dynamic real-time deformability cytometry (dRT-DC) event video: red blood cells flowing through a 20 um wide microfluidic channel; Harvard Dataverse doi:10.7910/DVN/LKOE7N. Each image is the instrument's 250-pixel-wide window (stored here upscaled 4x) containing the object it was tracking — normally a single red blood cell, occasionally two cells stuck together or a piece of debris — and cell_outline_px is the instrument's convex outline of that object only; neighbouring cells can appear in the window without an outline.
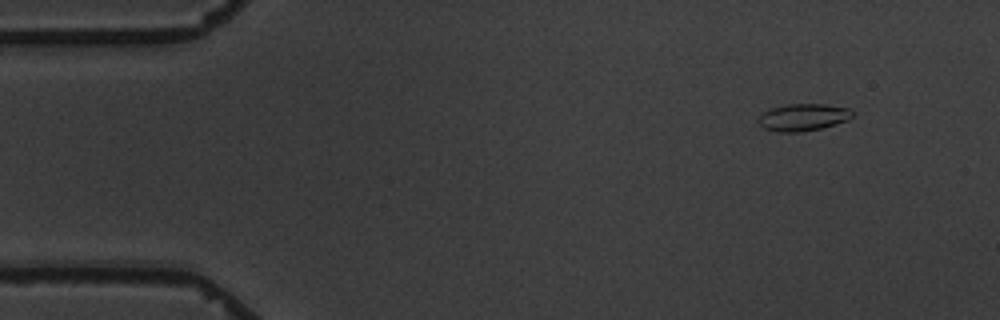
{"species": "common noctule bat (a hibernating species)", "species_latin": "Nyctalus noctula", "temperature_condition": "warm", "stored_images_in_passage": 6, "camera_frame_rate_fps": 3000, "um_per_image_px": 0.085, "animal": {"sex": "male", "body_mass_g": 19.5, "forearm_length_mm": 54.6}, "frame": {"image": 1, "passage_image": 6, "time_ms": 7.333, "image_size_px": [1000, 320], "cell_outline_px": [[852, 116], [848, 120], [836, 124], [820, 128], [800, 132], [780, 132], [764, 128], [756, 120], [768, 108], [788, 104], [824, 104], [848, 108], [852, 112]], "centroid_in_image_um": [68.24, 9.96], "position_along_channel_um": 16.8, "area_um2": 14.8}}